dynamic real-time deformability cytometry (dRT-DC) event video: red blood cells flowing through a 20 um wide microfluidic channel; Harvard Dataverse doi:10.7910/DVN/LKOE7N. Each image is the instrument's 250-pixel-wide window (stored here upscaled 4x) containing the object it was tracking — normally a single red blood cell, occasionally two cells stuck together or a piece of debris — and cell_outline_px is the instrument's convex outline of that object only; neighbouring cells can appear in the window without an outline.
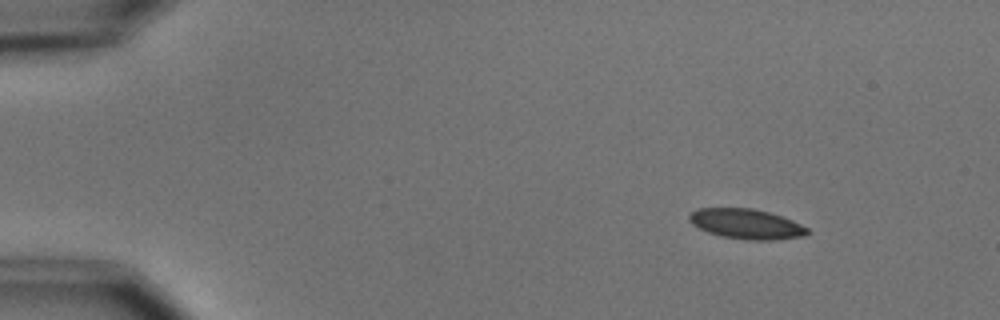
{"species": "common noctule bat (a hibernating species)", "species_latin": "Nyctalus noctula", "temperature_condition": "cold", "stored_images_in_passage": 4, "camera_frame_rate_fps": 3000, "um_per_image_px": 0.085, "animal": {"sex": "male", "body_mass_g": 15.6}, "frame": {"image": 1, "passage_image": 1, "time_ms": 0.0, "image_size_px": [1000, 320], "cell_outline_px": [[808, 232], [804, 236], [776, 240], [748, 240], [720, 236], [708, 232], [692, 224], [688, 220], [688, 216], [696, 208], [752, 208], [768, 212], [792, 220], [808, 228]], "centroid_in_image_um": [63.41, 19.04], "position_along_channel_um": 21.6, "area_um2": 20.63}}
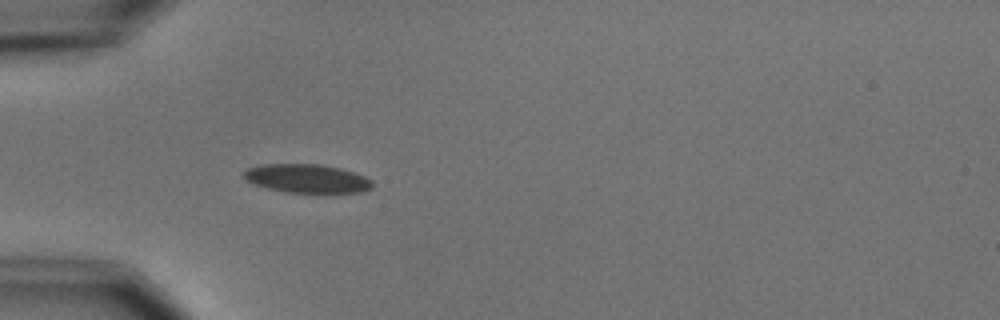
{"frame": {"image": 2, "passage_image": 4, "time_ms": 3.333, "image_size_px": [1000, 320], "cell_outline_px": [[372, 188], [360, 192], [284, 192], [268, 188], [244, 180], [244, 172], [248, 168], [260, 164], [320, 164], [340, 168], [364, 176], [372, 180]], "centroid_in_image_um": [26.07, 15.16], "position_along_channel_um": 58.9, "area_um2": 21.27}}